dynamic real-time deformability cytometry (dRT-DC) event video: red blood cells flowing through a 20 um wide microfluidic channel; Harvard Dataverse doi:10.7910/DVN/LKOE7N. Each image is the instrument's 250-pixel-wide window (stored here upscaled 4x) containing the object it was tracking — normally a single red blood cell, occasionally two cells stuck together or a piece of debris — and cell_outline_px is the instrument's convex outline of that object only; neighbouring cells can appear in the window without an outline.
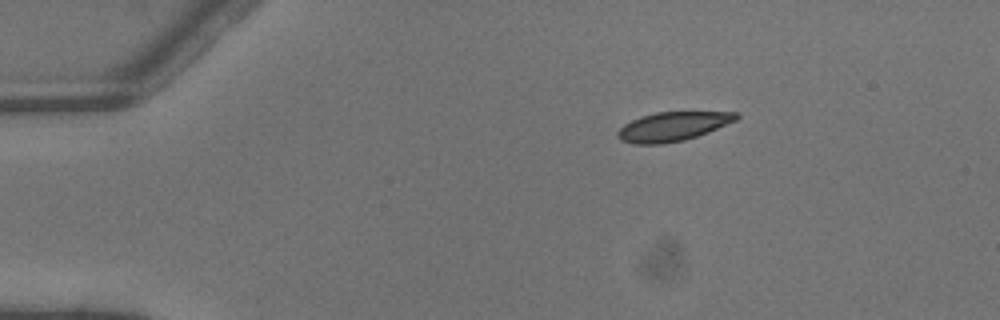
{"species": "common noctule bat (a hibernating species)", "species_latin": "Nyctalus noctula", "temperature_condition": "warm", "stored_images_in_passage": 4, "segment_of_instrument_passage": [2, 2], "camera_frame_rate_fps": 3000, "um_per_image_px": 0.085, "animal": {"sex": "male", "body_mass_g": 13.3}, "frame": {"image": 1, "passage_image": 4, "time_ms": 1.0, "image_size_px": [1000, 320], "cell_outline_px": [[740, 116], [736, 120], [708, 132], [684, 140], [664, 144], [632, 144], [620, 140], [616, 136], [616, 132], [624, 124], [640, 116], [656, 112], [740, 112]], "centroid_in_image_um": [57.15, 10.75], "position_along_channel_um": 27.8, "area_um2": 20.17}}